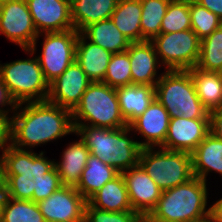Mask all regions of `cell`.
I'll use <instances>...</instances> for the list:
<instances>
[{"instance_id": "obj_22", "label": "cell", "mask_w": 222, "mask_h": 222, "mask_svg": "<svg viewBox=\"0 0 222 222\" xmlns=\"http://www.w3.org/2000/svg\"><path fill=\"white\" fill-rule=\"evenodd\" d=\"M192 171L195 177L207 182L211 172L222 176V141L211 132L191 153Z\"/></svg>"}, {"instance_id": "obj_40", "label": "cell", "mask_w": 222, "mask_h": 222, "mask_svg": "<svg viewBox=\"0 0 222 222\" xmlns=\"http://www.w3.org/2000/svg\"><path fill=\"white\" fill-rule=\"evenodd\" d=\"M210 218L212 222H222V198L210 206Z\"/></svg>"}, {"instance_id": "obj_21", "label": "cell", "mask_w": 222, "mask_h": 222, "mask_svg": "<svg viewBox=\"0 0 222 222\" xmlns=\"http://www.w3.org/2000/svg\"><path fill=\"white\" fill-rule=\"evenodd\" d=\"M89 155L90 151L81 139L67 145L61 161L54 162L62 186L77 187Z\"/></svg>"}, {"instance_id": "obj_36", "label": "cell", "mask_w": 222, "mask_h": 222, "mask_svg": "<svg viewBox=\"0 0 222 222\" xmlns=\"http://www.w3.org/2000/svg\"><path fill=\"white\" fill-rule=\"evenodd\" d=\"M11 117L0 114V152L10 145Z\"/></svg>"}, {"instance_id": "obj_42", "label": "cell", "mask_w": 222, "mask_h": 222, "mask_svg": "<svg viewBox=\"0 0 222 222\" xmlns=\"http://www.w3.org/2000/svg\"><path fill=\"white\" fill-rule=\"evenodd\" d=\"M188 222H212L211 218H204V219H200V220H197V221H188Z\"/></svg>"}, {"instance_id": "obj_32", "label": "cell", "mask_w": 222, "mask_h": 222, "mask_svg": "<svg viewBox=\"0 0 222 222\" xmlns=\"http://www.w3.org/2000/svg\"><path fill=\"white\" fill-rule=\"evenodd\" d=\"M191 29L189 0H170L162 19L160 33H171Z\"/></svg>"}, {"instance_id": "obj_39", "label": "cell", "mask_w": 222, "mask_h": 222, "mask_svg": "<svg viewBox=\"0 0 222 222\" xmlns=\"http://www.w3.org/2000/svg\"><path fill=\"white\" fill-rule=\"evenodd\" d=\"M222 20V0H195Z\"/></svg>"}, {"instance_id": "obj_9", "label": "cell", "mask_w": 222, "mask_h": 222, "mask_svg": "<svg viewBox=\"0 0 222 222\" xmlns=\"http://www.w3.org/2000/svg\"><path fill=\"white\" fill-rule=\"evenodd\" d=\"M44 34V35H43ZM79 32L74 29L62 32L40 33L30 49H23L30 56L36 54L37 41L43 36L42 52L37 55L45 80L50 84L75 61Z\"/></svg>"}, {"instance_id": "obj_25", "label": "cell", "mask_w": 222, "mask_h": 222, "mask_svg": "<svg viewBox=\"0 0 222 222\" xmlns=\"http://www.w3.org/2000/svg\"><path fill=\"white\" fill-rule=\"evenodd\" d=\"M80 33L87 40L112 54L126 51L131 44L129 39L115 26L111 18L90 24Z\"/></svg>"}, {"instance_id": "obj_6", "label": "cell", "mask_w": 222, "mask_h": 222, "mask_svg": "<svg viewBox=\"0 0 222 222\" xmlns=\"http://www.w3.org/2000/svg\"><path fill=\"white\" fill-rule=\"evenodd\" d=\"M73 125L107 129L128 126L121 115L116 88L103 82H92L72 111Z\"/></svg>"}, {"instance_id": "obj_5", "label": "cell", "mask_w": 222, "mask_h": 222, "mask_svg": "<svg viewBox=\"0 0 222 222\" xmlns=\"http://www.w3.org/2000/svg\"><path fill=\"white\" fill-rule=\"evenodd\" d=\"M155 98L168 111L170 118L210 119L187 70H165L156 83Z\"/></svg>"}, {"instance_id": "obj_28", "label": "cell", "mask_w": 222, "mask_h": 222, "mask_svg": "<svg viewBox=\"0 0 222 222\" xmlns=\"http://www.w3.org/2000/svg\"><path fill=\"white\" fill-rule=\"evenodd\" d=\"M141 15L140 0H119L111 19L120 32L134 43L141 42Z\"/></svg>"}, {"instance_id": "obj_30", "label": "cell", "mask_w": 222, "mask_h": 222, "mask_svg": "<svg viewBox=\"0 0 222 222\" xmlns=\"http://www.w3.org/2000/svg\"><path fill=\"white\" fill-rule=\"evenodd\" d=\"M198 69L209 72H222V25L201 40Z\"/></svg>"}, {"instance_id": "obj_3", "label": "cell", "mask_w": 222, "mask_h": 222, "mask_svg": "<svg viewBox=\"0 0 222 222\" xmlns=\"http://www.w3.org/2000/svg\"><path fill=\"white\" fill-rule=\"evenodd\" d=\"M75 135L85 143L92 156L115 168L119 173L138 165L142 147L134 137L130 126L107 129L89 125H73Z\"/></svg>"}, {"instance_id": "obj_29", "label": "cell", "mask_w": 222, "mask_h": 222, "mask_svg": "<svg viewBox=\"0 0 222 222\" xmlns=\"http://www.w3.org/2000/svg\"><path fill=\"white\" fill-rule=\"evenodd\" d=\"M141 42L152 41L160 34L162 19L166 14L170 0H140Z\"/></svg>"}, {"instance_id": "obj_15", "label": "cell", "mask_w": 222, "mask_h": 222, "mask_svg": "<svg viewBox=\"0 0 222 222\" xmlns=\"http://www.w3.org/2000/svg\"><path fill=\"white\" fill-rule=\"evenodd\" d=\"M121 174L133 211L146 219L158 204L162 190L139 164Z\"/></svg>"}, {"instance_id": "obj_24", "label": "cell", "mask_w": 222, "mask_h": 222, "mask_svg": "<svg viewBox=\"0 0 222 222\" xmlns=\"http://www.w3.org/2000/svg\"><path fill=\"white\" fill-rule=\"evenodd\" d=\"M119 0H71V18L74 30L111 18Z\"/></svg>"}, {"instance_id": "obj_19", "label": "cell", "mask_w": 222, "mask_h": 222, "mask_svg": "<svg viewBox=\"0 0 222 222\" xmlns=\"http://www.w3.org/2000/svg\"><path fill=\"white\" fill-rule=\"evenodd\" d=\"M112 53L87 40L81 33L77 37L75 60L92 82H102Z\"/></svg>"}, {"instance_id": "obj_38", "label": "cell", "mask_w": 222, "mask_h": 222, "mask_svg": "<svg viewBox=\"0 0 222 222\" xmlns=\"http://www.w3.org/2000/svg\"><path fill=\"white\" fill-rule=\"evenodd\" d=\"M210 115V132L222 141V108L211 111Z\"/></svg>"}, {"instance_id": "obj_10", "label": "cell", "mask_w": 222, "mask_h": 222, "mask_svg": "<svg viewBox=\"0 0 222 222\" xmlns=\"http://www.w3.org/2000/svg\"><path fill=\"white\" fill-rule=\"evenodd\" d=\"M151 42L165 70H190L199 61L201 40L191 29L160 33Z\"/></svg>"}, {"instance_id": "obj_11", "label": "cell", "mask_w": 222, "mask_h": 222, "mask_svg": "<svg viewBox=\"0 0 222 222\" xmlns=\"http://www.w3.org/2000/svg\"><path fill=\"white\" fill-rule=\"evenodd\" d=\"M0 35L30 49L39 35L25 0H12L0 5Z\"/></svg>"}, {"instance_id": "obj_27", "label": "cell", "mask_w": 222, "mask_h": 222, "mask_svg": "<svg viewBox=\"0 0 222 222\" xmlns=\"http://www.w3.org/2000/svg\"><path fill=\"white\" fill-rule=\"evenodd\" d=\"M120 173L100 158L89 155L80 182L76 189L88 200L99 191L108 181L117 177Z\"/></svg>"}, {"instance_id": "obj_4", "label": "cell", "mask_w": 222, "mask_h": 222, "mask_svg": "<svg viewBox=\"0 0 222 222\" xmlns=\"http://www.w3.org/2000/svg\"><path fill=\"white\" fill-rule=\"evenodd\" d=\"M207 182L193 177L184 184L162 191L145 222H188L210 217Z\"/></svg>"}, {"instance_id": "obj_17", "label": "cell", "mask_w": 222, "mask_h": 222, "mask_svg": "<svg viewBox=\"0 0 222 222\" xmlns=\"http://www.w3.org/2000/svg\"><path fill=\"white\" fill-rule=\"evenodd\" d=\"M170 116L163 105L155 98L149 107L129 126L133 133L138 132L144 141H137L142 148L161 147L168 132Z\"/></svg>"}, {"instance_id": "obj_14", "label": "cell", "mask_w": 222, "mask_h": 222, "mask_svg": "<svg viewBox=\"0 0 222 222\" xmlns=\"http://www.w3.org/2000/svg\"><path fill=\"white\" fill-rule=\"evenodd\" d=\"M91 83L92 81L75 60L60 76L49 84L47 100L73 111Z\"/></svg>"}, {"instance_id": "obj_35", "label": "cell", "mask_w": 222, "mask_h": 222, "mask_svg": "<svg viewBox=\"0 0 222 222\" xmlns=\"http://www.w3.org/2000/svg\"><path fill=\"white\" fill-rule=\"evenodd\" d=\"M84 222H145V219L134 211L109 212L87 203Z\"/></svg>"}, {"instance_id": "obj_34", "label": "cell", "mask_w": 222, "mask_h": 222, "mask_svg": "<svg viewBox=\"0 0 222 222\" xmlns=\"http://www.w3.org/2000/svg\"><path fill=\"white\" fill-rule=\"evenodd\" d=\"M102 82L113 88L132 84L131 64L127 51L112 54Z\"/></svg>"}, {"instance_id": "obj_7", "label": "cell", "mask_w": 222, "mask_h": 222, "mask_svg": "<svg viewBox=\"0 0 222 222\" xmlns=\"http://www.w3.org/2000/svg\"><path fill=\"white\" fill-rule=\"evenodd\" d=\"M138 164L162 191L184 184L194 177L191 154L183 151L142 148Z\"/></svg>"}, {"instance_id": "obj_13", "label": "cell", "mask_w": 222, "mask_h": 222, "mask_svg": "<svg viewBox=\"0 0 222 222\" xmlns=\"http://www.w3.org/2000/svg\"><path fill=\"white\" fill-rule=\"evenodd\" d=\"M38 32H62L74 29L71 0H25Z\"/></svg>"}, {"instance_id": "obj_33", "label": "cell", "mask_w": 222, "mask_h": 222, "mask_svg": "<svg viewBox=\"0 0 222 222\" xmlns=\"http://www.w3.org/2000/svg\"><path fill=\"white\" fill-rule=\"evenodd\" d=\"M189 13L191 30L200 40L209 36L222 25V20L217 15L201 6L195 0H189Z\"/></svg>"}, {"instance_id": "obj_43", "label": "cell", "mask_w": 222, "mask_h": 222, "mask_svg": "<svg viewBox=\"0 0 222 222\" xmlns=\"http://www.w3.org/2000/svg\"><path fill=\"white\" fill-rule=\"evenodd\" d=\"M12 0H0V5L4 4V3H7V2H10Z\"/></svg>"}, {"instance_id": "obj_12", "label": "cell", "mask_w": 222, "mask_h": 222, "mask_svg": "<svg viewBox=\"0 0 222 222\" xmlns=\"http://www.w3.org/2000/svg\"><path fill=\"white\" fill-rule=\"evenodd\" d=\"M87 200L76 187L61 186L37 203L46 222H84Z\"/></svg>"}, {"instance_id": "obj_20", "label": "cell", "mask_w": 222, "mask_h": 222, "mask_svg": "<svg viewBox=\"0 0 222 222\" xmlns=\"http://www.w3.org/2000/svg\"><path fill=\"white\" fill-rule=\"evenodd\" d=\"M120 112L129 126L155 99V87L130 84L116 88Z\"/></svg>"}, {"instance_id": "obj_18", "label": "cell", "mask_w": 222, "mask_h": 222, "mask_svg": "<svg viewBox=\"0 0 222 222\" xmlns=\"http://www.w3.org/2000/svg\"><path fill=\"white\" fill-rule=\"evenodd\" d=\"M131 64L132 84L156 86L162 73L158 74L162 65L159 62L154 44L151 41L131 43L126 50Z\"/></svg>"}, {"instance_id": "obj_1", "label": "cell", "mask_w": 222, "mask_h": 222, "mask_svg": "<svg viewBox=\"0 0 222 222\" xmlns=\"http://www.w3.org/2000/svg\"><path fill=\"white\" fill-rule=\"evenodd\" d=\"M44 153L11 144L2 152V181L7 197L39 203L62 186L54 159H48Z\"/></svg>"}, {"instance_id": "obj_23", "label": "cell", "mask_w": 222, "mask_h": 222, "mask_svg": "<svg viewBox=\"0 0 222 222\" xmlns=\"http://www.w3.org/2000/svg\"><path fill=\"white\" fill-rule=\"evenodd\" d=\"M87 203L92 207L109 212L133 211L121 173L92 195Z\"/></svg>"}, {"instance_id": "obj_31", "label": "cell", "mask_w": 222, "mask_h": 222, "mask_svg": "<svg viewBox=\"0 0 222 222\" xmlns=\"http://www.w3.org/2000/svg\"><path fill=\"white\" fill-rule=\"evenodd\" d=\"M0 222H46L37 203L32 200L6 198Z\"/></svg>"}, {"instance_id": "obj_37", "label": "cell", "mask_w": 222, "mask_h": 222, "mask_svg": "<svg viewBox=\"0 0 222 222\" xmlns=\"http://www.w3.org/2000/svg\"><path fill=\"white\" fill-rule=\"evenodd\" d=\"M7 106L8 108H5ZM16 106V102L10 96L7 87L4 85L0 77V114L9 115V112L12 114V112L15 111Z\"/></svg>"}, {"instance_id": "obj_26", "label": "cell", "mask_w": 222, "mask_h": 222, "mask_svg": "<svg viewBox=\"0 0 222 222\" xmlns=\"http://www.w3.org/2000/svg\"><path fill=\"white\" fill-rule=\"evenodd\" d=\"M187 71L191 75L197 96L203 107L209 113L222 108V74L203 71L197 67Z\"/></svg>"}, {"instance_id": "obj_16", "label": "cell", "mask_w": 222, "mask_h": 222, "mask_svg": "<svg viewBox=\"0 0 222 222\" xmlns=\"http://www.w3.org/2000/svg\"><path fill=\"white\" fill-rule=\"evenodd\" d=\"M210 133V119L170 118L163 149L192 153Z\"/></svg>"}, {"instance_id": "obj_41", "label": "cell", "mask_w": 222, "mask_h": 222, "mask_svg": "<svg viewBox=\"0 0 222 222\" xmlns=\"http://www.w3.org/2000/svg\"><path fill=\"white\" fill-rule=\"evenodd\" d=\"M6 198H7L6 188H5L4 182L2 181L0 183V217H1V212L3 210Z\"/></svg>"}, {"instance_id": "obj_2", "label": "cell", "mask_w": 222, "mask_h": 222, "mask_svg": "<svg viewBox=\"0 0 222 222\" xmlns=\"http://www.w3.org/2000/svg\"><path fill=\"white\" fill-rule=\"evenodd\" d=\"M12 115L10 144L22 150L75 133L72 111L48 100L17 104Z\"/></svg>"}, {"instance_id": "obj_8", "label": "cell", "mask_w": 222, "mask_h": 222, "mask_svg": "<svg viewBox=\"0 0 222 222\" xmlns=\"http://www.w3.org/2000/svg\"><path fill=\"white\" fill-rule=\"evenodd\" d=\"M0 77L16 104L48 99L49 83L36 56L0 64Z\"/></svg>"}]
</instances>
